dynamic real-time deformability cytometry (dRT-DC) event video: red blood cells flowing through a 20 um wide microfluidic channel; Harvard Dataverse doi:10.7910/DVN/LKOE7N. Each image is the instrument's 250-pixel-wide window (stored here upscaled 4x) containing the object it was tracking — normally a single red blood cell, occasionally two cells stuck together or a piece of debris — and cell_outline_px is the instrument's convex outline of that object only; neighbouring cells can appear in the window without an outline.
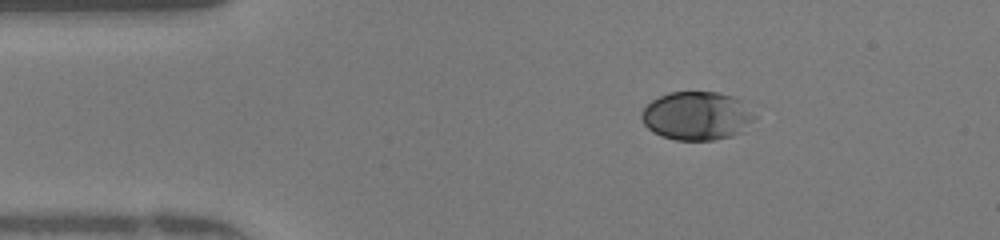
{"species": "human", "species_latin": "Homo sapiens", "temperature_condition": "warm", "stored_images_in_passage": 47, "camera_frame_rate_fps": 3000, "um_per_image_px": 0.085, "donor": {"sex": "female"}, "frame": {"image": 1, "passage_image": 7, "time_ms": 2.0, "image_size_px": [1000, 240], "cell_outline_px": [[756, 120], [740, 132], [732, 136], [712, 140], [676, 140], [660, 136], [652, 132], [644, 124], [640, 116], [640, 112], [652, 100], [668, 92], [716, 92], [732, 96], [744, 100], [756, 116]], "centroid_in_image_um": [59.24, 9.84], "position_along_channel_um": 25.8, "area_um2": 32.31}}
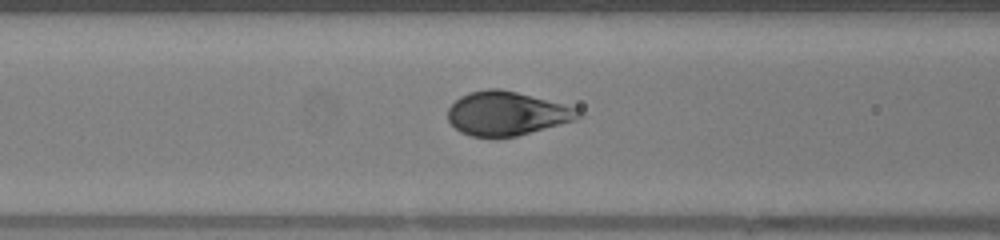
{"frame": {"image": 2, "passage_image": 18, "time_ms": 5.667, "image_size_px": [1000, 240], "cell_outline_px": [[584, 116], [576, 120], [516, 136], [472, 136], [460, 132], [448, 120], [448, 108], [460, 96], [468, 92], [488, 88], [500, 88], [516, 92], [576, 108]], "centroid_in_image_um": [43.05, 9.63], "position_along_channel_um": 123.5, "area_um2": 32.95}}
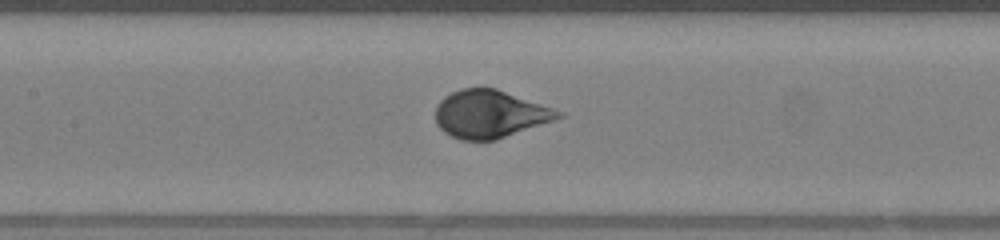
{"frame": {"image": 3, "passage_image": 21, "time_ms": 6.667, "image_size_px": [1000, 240], "cell_outline_px": [[564, 116], [496, 140], [460, 140], [444, 132], [436, 124], [436, 104], [444, 96], [460, 88], [496, 88], [564, 112]], "centroid_in_image_um": [41.61, 9.69], "position_along_channel_um": 165.8, "area_um2": 33.99}, "authors_computed_cell_mechanics": {"area_um2": 32.946, "velocity_mm_per_s": 4.212, "shape_relaxation_time_tau1_ms": 3.0141, "shape_relaxation_time_tau2_ms": null, "deformation_change_tau1": 0.1604, "deformation_change_tau2": null}}